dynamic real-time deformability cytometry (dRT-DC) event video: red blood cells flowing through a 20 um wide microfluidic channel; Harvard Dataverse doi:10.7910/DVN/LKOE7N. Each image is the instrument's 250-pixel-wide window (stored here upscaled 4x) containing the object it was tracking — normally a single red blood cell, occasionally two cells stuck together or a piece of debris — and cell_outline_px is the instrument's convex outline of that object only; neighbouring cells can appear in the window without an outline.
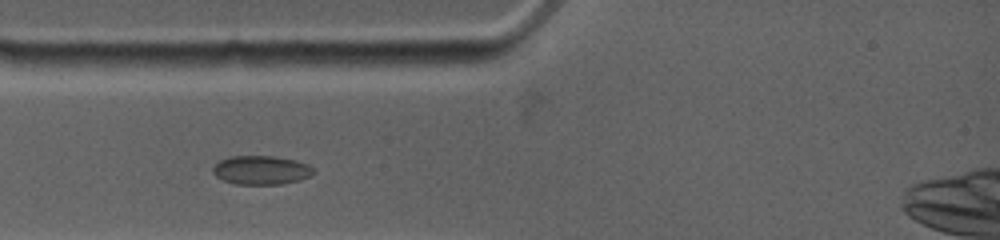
{"species": "common noctule bat (a hibernating species)", "species_latin": "Nyctalus noctula", "temperature_condition": "warm", "stored_images_in_passage": 3, "camera_frame_rate_fps": 4500, "um_per_image_px": 0.085, "animal": {"sex": "female", "body_mass_g": 19.0, "forearm_length_mm": 53.3}, "frame": {"image": 1, "passage_image": 1, "time_ms": 0.0, "image_size_px": [1000, 240], "cell_outline_px": [[316, 172], [300, 180], [280, 184], [236, 184], [224, 180], [216, 176], [212, 172], [212, 168], [220, 160], [228, 156], [276, 156], [296, 160], [308, 164]], "centroid_in_image_um": [22.2, 14.45], "position_along_channel_um": 62.8, "area_um2": 16.94}}
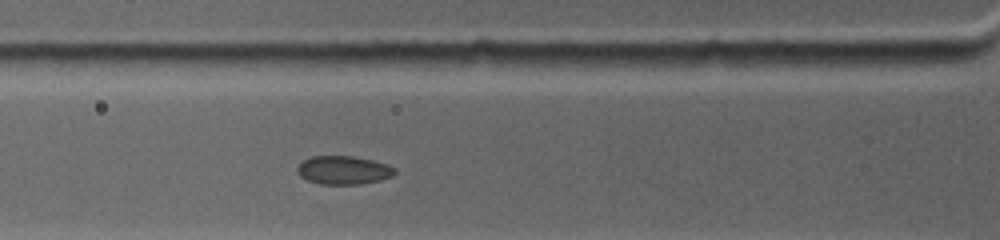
{"frame": {"image": 2, "passage_image": 3, "time_ms": 0.889, "image_size_px": [1000, 240], "cell_outline_px": [[396, 172], [392, 176], [380, 180], [360, 184], [320, 184], [308, 180], [300, 176], [296, 172], [296, 168], [304, 160], [312, 156], [352, 156], [372, 160], [388, 164], [396, 168]], "centroid_in_image_um": [29.21, 14.46], "position_along_channel_um": 96.6, "area_um2": 16.18}}